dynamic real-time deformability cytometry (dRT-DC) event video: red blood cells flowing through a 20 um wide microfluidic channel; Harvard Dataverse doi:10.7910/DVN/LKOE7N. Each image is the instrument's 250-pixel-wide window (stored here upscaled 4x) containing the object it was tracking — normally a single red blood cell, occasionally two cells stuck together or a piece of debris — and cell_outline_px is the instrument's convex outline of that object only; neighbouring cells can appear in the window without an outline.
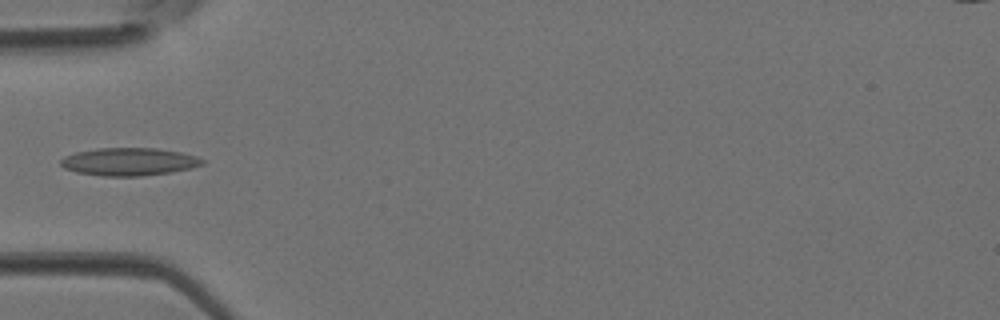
{"species": "Egyptian fruit bat (a non-hibernating species)", "species_latin": "Rousettus aegyptiacus", "temperature_condition": "room temperature", "stored_images_in_passage": 3, "camera_frame_rate_fps": 3000, "um_per_image_px": 0.085, "animal": {"sex": "female"}, "frame": {"image": 1, "passage_image": 3, "time_ms": 0.667, "image_size_px": [1000, 320], "cell_outline_px": [[204, 164], [192, 168], [168, 172], [140, 176], [100, 176], [76, 172], [64, 168], [60, 164], [60, 160], [64, 156], [76, 152], [96, 148], [156, 148], [180, 152], [196, 156], [204, 160]], "centroid_in_image_um": [10.94, 13.74], "position_along_channel_um": 74.1, "area_um2": 22.95}}